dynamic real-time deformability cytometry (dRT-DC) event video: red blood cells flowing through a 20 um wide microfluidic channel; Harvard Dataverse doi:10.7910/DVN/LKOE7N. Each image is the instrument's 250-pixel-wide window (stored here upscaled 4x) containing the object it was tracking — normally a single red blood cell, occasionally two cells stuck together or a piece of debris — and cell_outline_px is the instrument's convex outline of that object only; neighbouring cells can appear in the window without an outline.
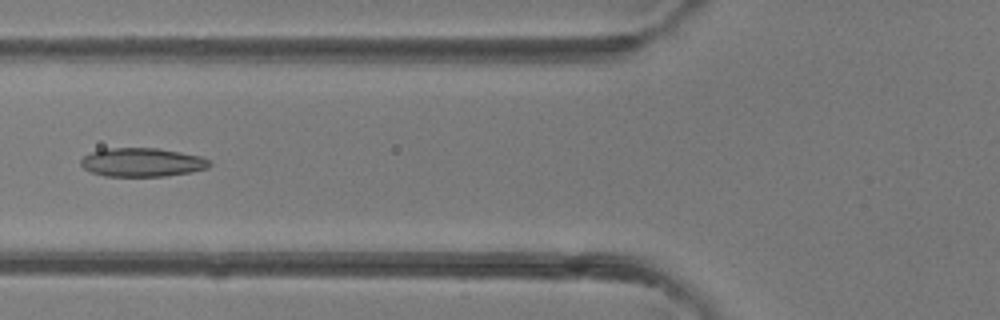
{"species": "common noctule bat (a hibernating species)", "species_latin": "Nyctalus noctula", "temperature_condition": "room temperature", "stored_images_in_passage": 4, "camera_frame_rate_fps": 3000, "um_per_image_px": 0.085, "animal": {"sex": "female"}, "frame": {"image": 1, "passage_image": 4, "time_ms": 3.333, "image_size_px": [1000, 320], "cell_outline_px": [[212, 164], [208, 168], [192, 172], [164, 176], [104, 176], [92, 172], [84, 168], [80, 164], [80, 160], [84, 156], [92, 152], [104, 148], [160, 148], [200, 156], [212, 160]], "centroid_in_image_um": [12.11, 13.79], "position_along_channel_um": 113.7, "area_um2": 21.68}}